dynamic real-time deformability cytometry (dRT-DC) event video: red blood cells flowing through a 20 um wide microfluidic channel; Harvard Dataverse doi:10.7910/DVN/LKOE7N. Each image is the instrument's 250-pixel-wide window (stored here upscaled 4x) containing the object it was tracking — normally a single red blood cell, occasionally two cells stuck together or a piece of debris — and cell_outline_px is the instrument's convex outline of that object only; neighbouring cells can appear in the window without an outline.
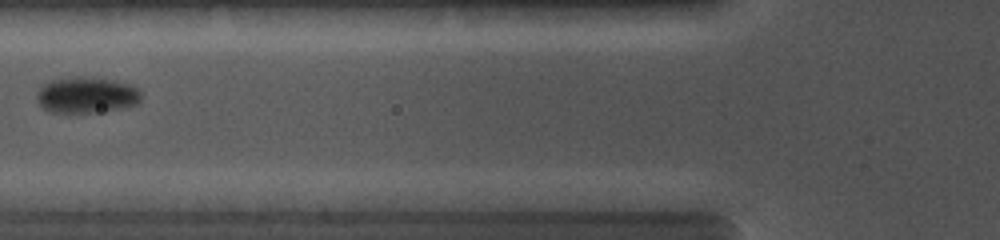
{"species": "common noctule bat (a hibernating species)", "species_latin": "Nyctalus noctula", "temperature_condition": "cold", "stored_images_in_passage": 7, "camera_frame_rate_fps": 5000, "um_per_image_px": 0.085, "animal": {"sex": "female", "body_mass_g": 19.0, "forearm_length_mm": 56.7}, "frame": {"image": 1, "passage_image": 4, "time_ms": 3.0, "image_size_px": [1000, 240], "cell_outline_px": [[140, 100], [136, 104], [120, 108], [96, 112], [48, 112], [40, 104], [36, 96], [40, 88], [48, 80], [72, 76], [92, 76], [116, 80], [128, 84], [136, 88], [140, 92]], "centroid_in_image_um": [7.33, 8.05], "position_along_channel_um": 118.5, "area_um2": 22.02}}